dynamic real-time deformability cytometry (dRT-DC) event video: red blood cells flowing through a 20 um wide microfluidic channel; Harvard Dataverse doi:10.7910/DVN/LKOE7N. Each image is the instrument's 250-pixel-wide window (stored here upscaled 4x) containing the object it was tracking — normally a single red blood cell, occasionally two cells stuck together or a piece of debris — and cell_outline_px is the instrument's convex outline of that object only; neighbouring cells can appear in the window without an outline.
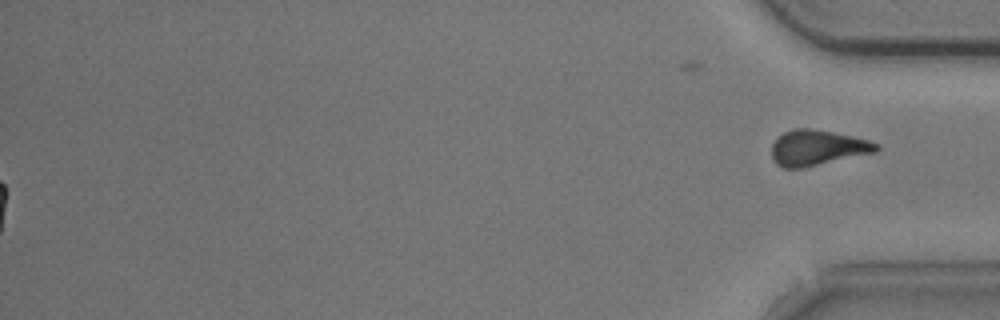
{"species": "common noctule bat (a hibernating species)", "species_latin": "Nyctalus noctula", "temperature_condition": "cold", "stored_images_in_passage": 55, "segment_of_instrument_passage": [2, 2], "camera_frame_rate_fps": 3000, "um_per_image_px": 0.085, "animal": {"sex": "male", "body_mass_g": 20.5, "forearm_length_mm": 52.5}, "frame": {"image": 1, "passage_image": 55, "time_ms": 18.0, "image_size_px": [1000, 320], "cell_outline_px": [[880, 148], [876, 152], [800, 168], [784, 168], [776, 164], [772, 156], [772, 144], [776, 136], [792, 128], [808, 128], [832, 132], [852, 136], [868, 140], [880, 144]], "centroid_in_image_um": [69.45, 12.54], "position_along_channel_um": 365.7, "area_um2": 21.56}}